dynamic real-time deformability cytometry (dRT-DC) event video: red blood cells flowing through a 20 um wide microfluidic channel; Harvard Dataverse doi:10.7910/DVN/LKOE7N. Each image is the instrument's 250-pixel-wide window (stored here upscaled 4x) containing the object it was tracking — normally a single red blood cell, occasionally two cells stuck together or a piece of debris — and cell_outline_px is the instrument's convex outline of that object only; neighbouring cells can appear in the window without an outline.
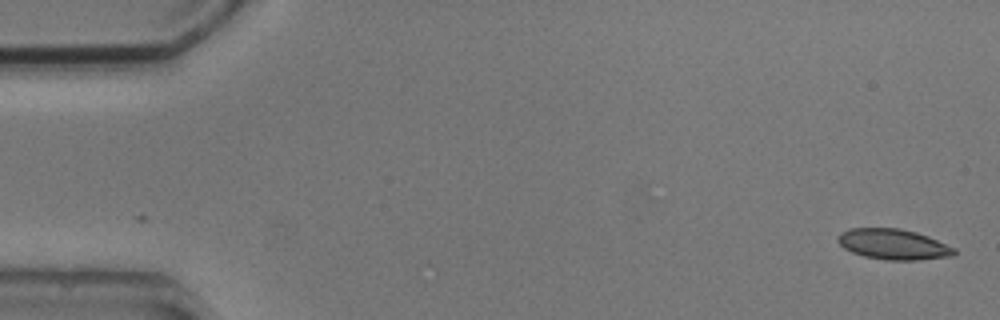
{"species": "common noctule bat (a hibernating species)", "species_latin": "Nyctalus noctula", "temperature_condition": "cold", "stored_images_in_passage": 5, "camera_frame_rate_fps": 3000, "um_per_image_px": 0.085, "animal": {"sex": "male", "body_mass_g": 20.5, "forearm_length_mm": 52.5}, "frame": {"image": 1, "passage_image": 1, "time_ms": 0.0, "image_size_px": [1000, 320], "cell_outline_px": [[956, 256], [920, 260], [888, 260], [864, 256], [852, 252], [844, 248], [836, 240], [836, 236], [840, 232], [848, 228], [900, 228], [916, 232], [928, 236], [956, 248]], "centroid_in_image_um": [75.94, 20.76], "position_along_channel_um": 9.1, "area_um2": 20.98}}
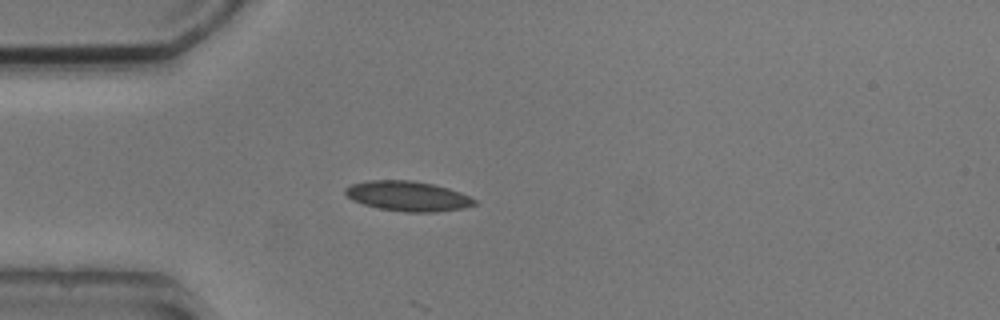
{"frame": {"image": 2, "passage_image": 4, "time_ms": 4.333, "image_size_px": [1000, 320], "cell_outline_px": [[476, 204], [464, 208], [436, 212], [404, 212], [380, 208], [364, 204], [352, 200], [344, 192], [344, 188], [352, 184], [368, 180], [412, 180], [432, 184], [448, 188], [460, 192], [476, 200]], "centroid_in_image_um": [34.66, 16.67], "position_along_channel_um": 50.3, "area_um2": 22.48}}